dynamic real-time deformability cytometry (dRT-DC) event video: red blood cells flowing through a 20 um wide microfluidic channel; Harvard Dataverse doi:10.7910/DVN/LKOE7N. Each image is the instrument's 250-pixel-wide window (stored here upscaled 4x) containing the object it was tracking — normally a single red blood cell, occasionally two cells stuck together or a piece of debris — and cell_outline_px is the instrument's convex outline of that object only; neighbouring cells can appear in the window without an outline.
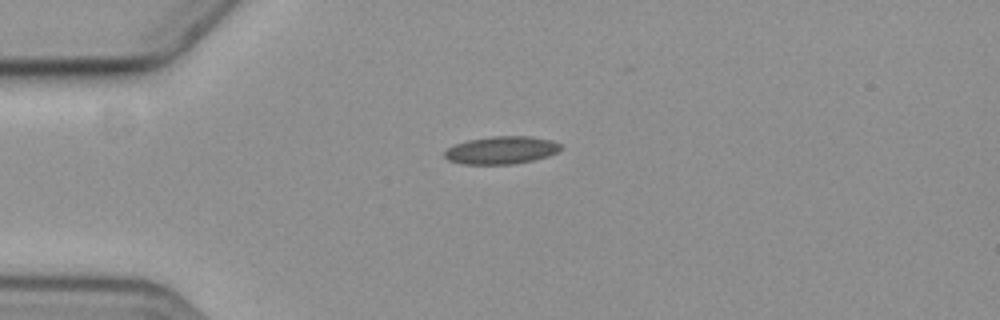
{"species": "common noctule bat (a hibernating species)", "species_latin": "Nyctalus noctula", "temperature_condition": "cold", "stored_images_in_passage": 2, "camera_frame_rate_fps": 3000, "um_per_image_px": 0.085, "animal": {"sex": "female", "body_mass_g": 19.3, "forearm_length_mm": 54.1}, "frame": {"image": 1, "passage_image": 1, "time_ms": 0.0, "image_size_px": [1000, 320], "cell_outline_px": [[564, 148], [548, 156], [532, 160], [512, 164], [460, 164], [448, 160], [444, 156], [444, 152], [448, 148], [456, 144], [468, 140], [492, 136], [532, 136], [552, 140], [560, 144]], "centroid_in_image_um": [42.63, 12.76], "position_along_channel_um": 42.4, "area_um2": 18.79}}